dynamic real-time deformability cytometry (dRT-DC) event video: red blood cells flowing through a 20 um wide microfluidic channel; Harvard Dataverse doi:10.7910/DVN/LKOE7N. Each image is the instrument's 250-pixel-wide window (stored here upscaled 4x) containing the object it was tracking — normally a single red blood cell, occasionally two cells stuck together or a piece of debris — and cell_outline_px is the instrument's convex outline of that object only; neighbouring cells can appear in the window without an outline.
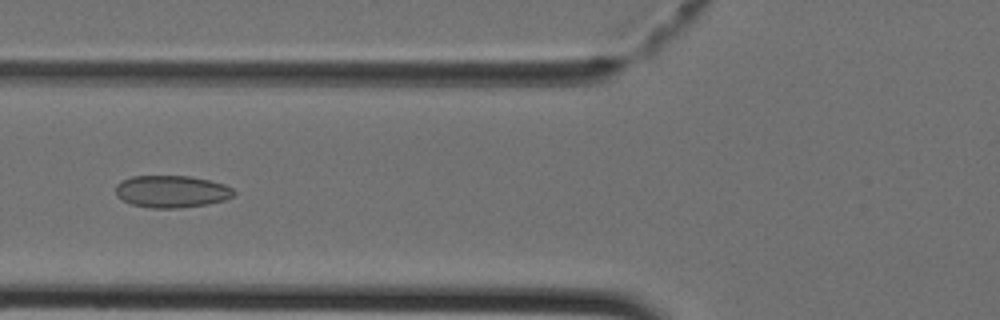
{"species": "Egyptian fruit bat (a non-hibernating species)", "species_latin": "Rousettus aegyptiacus", "temperature_condition": "cold", "stored_images_in_passage": 33, "camera_frame_rate_fps": 3000, "um_per_image_px": 0.085, "animal": {"sex": "female"}, "frame": {"image": 1, "passage_image": 7, "time_ms": 2.0, "image_size_px": [1000, 320], "cell_outline_px": [[236, 192], [232, 196], [224, 200], [208, 204], [180, 208], [148, 208], [132, 204], [116, 196], [116, 184], [120, 180], [132, 176], [192, 176], [224, 184], [232, 188]], "centroid_in_image_um": [14.57, 16.27], "position_along_channel_um": 111.2, "area_um2": 22.25}}
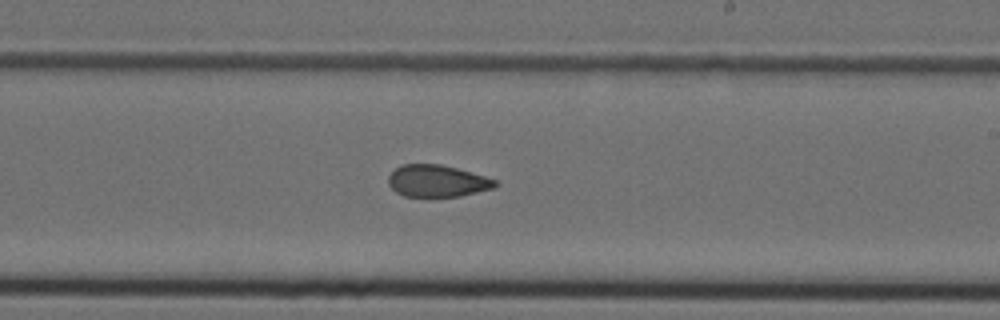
{"frame": {"image": 2, "passage_image": 16, "time_ms": 5.0, "image_size_px": [1000, 320], "cell_outline_px": [[496, 188], [460, 196], [428, 200], [404, 196], [396, 192], [388, 184], [388, 176], [396, 168], [404, 164], [440, 164], [456, 168], [484, 176], [496, 180]], "centroid_in_image_um": [37.13, 15.44], "position_along_channel_um": 251.9, "area_um2": 20.52}}
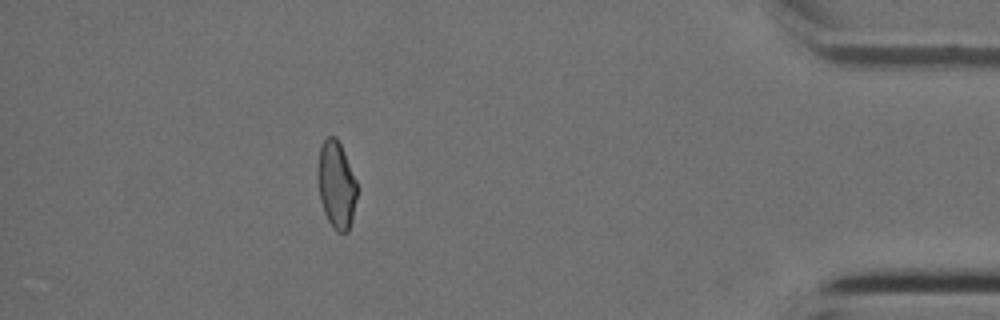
{"frame": {"image": 3, "passage_image": 29, "time_ms": 9.333, "image_size_px": [1000, 320], "cell_outline_px": [[356, 200], [352, 220], [348, 232], [336, 232], [332, 228], [324, 212], [320, 200], [320, 148], [324, 140], [328, 136], [336, 136], [344, 152], [356, 180]], "centroid_in_image_um": [28.63, 15.76], "position_along_channel_um": 406.6, "area_um2": 19.31}}